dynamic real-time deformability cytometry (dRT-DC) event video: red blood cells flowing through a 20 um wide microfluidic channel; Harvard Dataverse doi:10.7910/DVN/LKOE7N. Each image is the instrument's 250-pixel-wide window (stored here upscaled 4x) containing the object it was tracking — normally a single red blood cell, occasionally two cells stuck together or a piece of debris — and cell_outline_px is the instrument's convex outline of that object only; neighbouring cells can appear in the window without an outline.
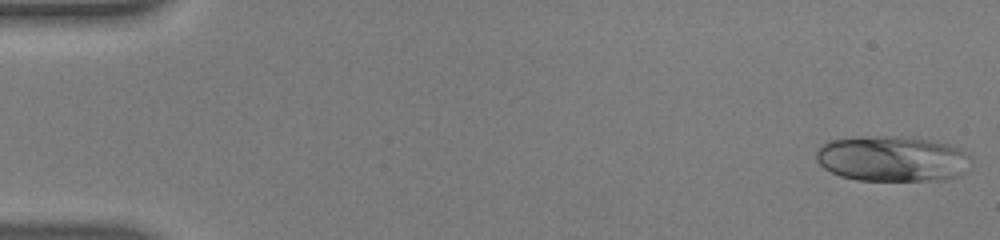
{"species": "human", "species_latin": "Homo sapiens", "temperature_condition": "warm", "stored_images_in_passage": 53, "camera_frame_rate_fps": 3000, "um_per_image_px": 0.085, "donor": {"sex": "male"}, "frame": {"image": 1, "passage_image": 1, "time_ms": 0.0, "image_size_px": [1000, 240], "cell_outline_px": [[972, 156], [964, 172], [960, 176], [948, 180], [856, 180], [840, 176], [824, 168], [816, 160], [816, 152], [828, 140], [884, 136], [900, 136], [928, 140], [948, 144], [960, 148]], "centroid_in_image_um": [75.88, 13.51], "position_along_channel_um": 9.1, "area_um2": 41.04}}
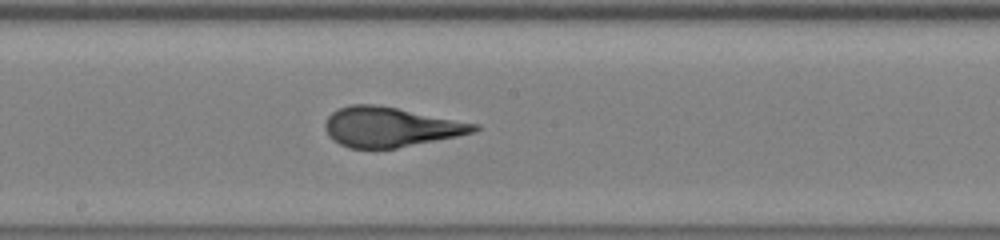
{"frame": {"image": 2, "passage_image": 29, "time_ms": 9.333, "image_size_px": [1000, 240], "cell_outline_px": [[480, 128], [476, 132], [396, 148], [348, 148], [332, 140], [328, 136], [324, 128], [324, 124], [328, 116], [332, 112], [348, 104], [372, 104], [396, 108], [480, 124]], "centroid_in_image_um": [33.15, 10.79], "position_along_channel_um": 215.0, "area_um2": 34.39}}
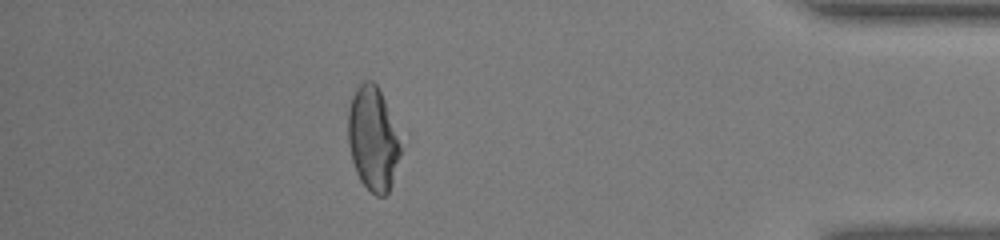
{"frame": {"image": 3, "passage_image": 47, "time_ms": 15.333, "image_size_px": [1000, 240], "cell_outline_px": [[400, 152], [392, 184], [388, 192], [384, 196], [376, 196], [360, 180], [356, 172], [352, 160], [348, 144], [348, 108], [356, 84], [360, 80], [372, 80], [376, 84], [384, 100], [400, 144]], "centroid_in_image_um": [31.65, 11.77], "position_along_channel_um": 403.6, "area_um2": 31.44}, "authors_computed_cell_mechanics": {"area_um2": 35.2002, "velocity_mm_per_s": 3.8369, "shape_relaxation_time_tau1_ms": 7.7275, "shape_relaxation_time_tau2_ms": 0.6993, "deformation_change_tau1": 0.3136, "deformation_change_tau2": 0.1013}}